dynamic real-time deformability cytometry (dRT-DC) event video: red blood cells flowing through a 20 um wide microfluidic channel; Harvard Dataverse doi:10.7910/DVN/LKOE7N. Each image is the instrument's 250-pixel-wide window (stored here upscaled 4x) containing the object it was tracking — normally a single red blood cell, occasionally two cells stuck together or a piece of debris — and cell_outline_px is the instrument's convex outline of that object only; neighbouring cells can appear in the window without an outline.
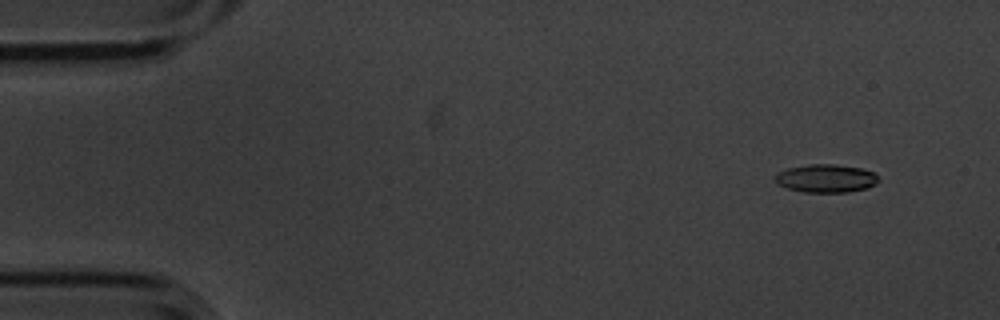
{"species": "common noctule bat (a hibernating species)", "species_latin": "Nyctalus noctula", "temperature_condition": "cold", "stored_images_in_passage": 6, "camera_frame_rate_fps": 3000, "um_per_image_px": 0.085, "animal": {"sex": "male", "body_mass_g": 20.1, "forearm_length_mm": 53.5}, "frame": {"image": 1, "passage_image": 2, "time_ms": 0.333, "image_size_px": [1000, 320], "cell_outline_px": [[880, 180], [876, 184], [868, 188], [848, 192], [804, 192], [788, 188], [776, 184], [772, 180], [776, 172], [788, 168], [808, 164], [836, 164], [860, 168], [872, 172]], "centroid_in_image_um": [70.16, 15.16], "position_along_channel_um": 14.8, "area_um2": 17.17}}